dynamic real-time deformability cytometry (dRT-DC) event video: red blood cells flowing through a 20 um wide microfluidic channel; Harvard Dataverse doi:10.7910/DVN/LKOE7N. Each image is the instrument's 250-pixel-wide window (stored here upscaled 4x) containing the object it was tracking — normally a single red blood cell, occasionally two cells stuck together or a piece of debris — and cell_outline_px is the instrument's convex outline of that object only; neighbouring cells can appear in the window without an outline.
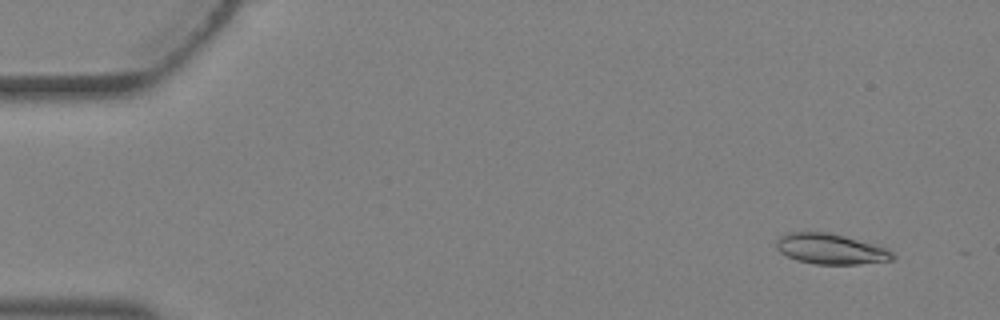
{"species": "Egyptian fruit bat (a non-hibernating species)", "species_latin": "Rousettus aegyptiacus", "temperature_condition": "warm", "stored_images_in_passage": 5, "camera_frame_rate_fps": 3000, "um_per_image_px": 0.085, "animal": {"sex": "female"}, "frame": {"image": 1, "passage_image": 1, "time_ms": 0.0, "image_size_px": [1000, 320], "cell_outline_px": [[896, 256], [892, 260], [860, 264], [816, 264], [796, 260], [780, 252], [776, 248], [776, 240], [780, 236], [788, 232], [832, 232], [888, 248]], "centroid_in_image_um": [70.61, 21.15], "position_along_channel_um": 14.4, "area_um2": 20.81}}
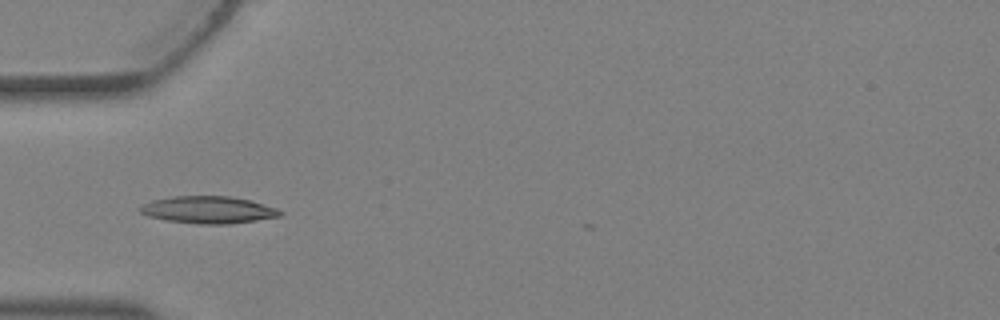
{"frame": {"image": 2, "passage_image": 4, "time_ms": 1.0, "image_size_px": [1000, 320], "cell_outline_px": [[284, 212], [280, 216], [256, 220], [228, 224], [196, 224], [168, 220], [148, 216], [140, 212], [136, 208], [152, 200], [172, 196], [232, 196], [248, 200], [276, 208]], "centroid_in_image_um": [17.67, 17.83], "position_along_channel_um": 67.3, "area_um2": 22.08}}
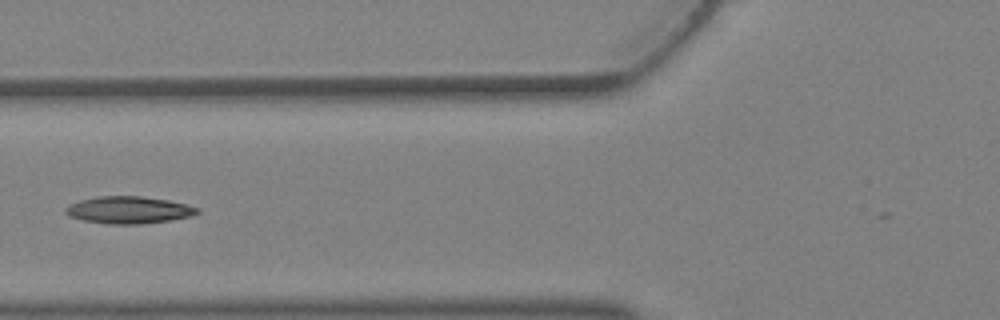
{"frame": {"image": 3, "passage_image": 5, "time_ms": 1.333, "image_size_px": [1000, 320], "cell_outline_px": [[200, 212], [192, 216], [172, 220], [140, 224], [108, 224], [84, 220], [68, 216], [64, 212], [64, 208], [68, 204], [80, 200], [96, 196], [140, 196], [168, 200], [200, 208]], "centroid_in_image_um": [10.92, 17.85], "position_along_channel_um": 114.9, "area_um2": 20.98}}